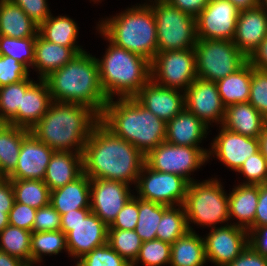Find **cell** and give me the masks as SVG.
<instances>
[{
  "mask_svg": "<svg viewBox=\"0 0 267 266\" xmlns=\"http://www.w3.org/2000/svg\"><path fill=\"white\" fill-rule=\"evenodd\" d=\"M83 173L90 179L138 181L145 155L128 141L115 136L101 122L92 130L83 151Z\"/></svg>",
  "mask_w": 267,
  "mask_h": 266,
  "instance_id": "cell-1",
  "label": "cell"
},
{
  "mask_svg": "<svg viewBox=\"0 0 267 266\" xmlns=\"http://www.w3.org/2000/svg\"><path fill=\"white\" fill-rule=\"evenodd\" d=\"M99 122L100 115L91 107L53 101L30 132L54 151L83 153L92 130Z\"/></svg>",
  "mask_w": 267,
  "mask_h": 266,
  "instance_id": "cell-2",
  "label": "cell"
},
{
  "mask_svg": "<svg viewBox=\"0 0 267 266\" xmlns=\"http://www.w3.org/2000/svg\"><path fill=\"white\" fill-rule=\"evenodd\" d=\"M51 98L59 103L84 104L102 114L107 97L99 80L97 58L84 51L46 78Z\"/></svg>",
  "mask_w": 267,
  "mask_h": 266,
  "instance_id": "cell-3",
  "label": "cell"
},
{
  "mask_svg": "<svg viewBox=\"0 0 267 266\" xmlns=\"http://www.w3.org/2000/svg\"><path fill=\"white\" fill-rule=\"evenodd\" d=\"M100 122L145 156L165 141L166 122L143 107L135 98L108 100L100 115Z\"/></svg>",
  "mask_w": 267,
  "mask_h": 266,
  "instance_id": "cell-4",
  "label": "cell"
},
{
  "mask_svg": "<svg viewBox=\"0 0 267 266\" xmlns=\"http://www.w3.org/2000/svg\"><path fill=\"white\" fill-rule=\"evenodd\" d=\"M139 5L102 20L97 28L105 39L151 63L157 53L156 19L148 4Z\"/></svg>",
  "mask_w": 267,
  "mask_h": 266,
  "instance_id": "cell-5",
  "label": "cell"
},
{
  "mask_svg": "<svg viewBox=\"0 0 267 266\" xmlns=\"http://www.w3.org/2000/svg\"><path fill=\"white\" fill-rule=\"evenodd\" d=\"M98 59L100 85L108 100L134 98L151 79L150 62L112 43Z\"/></svg>",
  "mask_w": 267,
  "mask_h": 266,
  "instance_id": "cell-6",
  "label": "cell"
},
{
  "mask_svg": "<svg viewBox=\"0 0 267 266\" xmlns=\"http://www.w3.org/2000/svg\"><path fill=\"white\" fill-rule=\"evenodd\" d=\"M197 182L189 183L183 204L188 229L193 231L189 225L191 222L216 228V224H223L230 220L228 194L224 192L221 182L213 178Z\"/></svg>",
  "mask_w": 267,
  "mask_h": 266,
  "instance_id": "cell-7",
  "label": "cell"
},
{
  "mask_svg": "<svg viewBox=\"0 0 267 266\" xmlns=\"http://www.w3.org/2000/svg\"><path fill=\"white\" fill-rule=\"evenodd\" d=\"M152 3L148 5L156 19L157 52L195 48L198 39L196 19L167 0Z\"/></svg>",
  "mask_w": 267,
  "mask_h": 266,
  "instance_id": "cell-8",
  "label": "cell"
},
{
  "mask_svg": "<svg viewBox=\"0 0 267 266\" xmlns=\"http://www.w3.org/2000/svg\"><path fill=\"white\" fill-rule=\"evenodd\" d=\"M194 51L197 78L206 81L225 78L248 61L232 40L197 39Z\"/></svg>",
  "mask_w": 267,
  "mask_h": 266,
  "instance_id": "cell-9",
  "label": "cell"
},
{
  "mask_svg": "<svg viewBox=\"0 0 267 266\" xmlns=\"http://www.w3.org/2000/svg\"><path fill=\"white\" fill-rule=\"evenodd\" d=\"M60 230L66 235L68 254L77 260L108 243V226L91 209L61 215Z\"/></svg>",
  "mask_w": 267,
  "mask_h": 266,
  "instance_id": "cell-10",
  "label": "cell"
},
{
  "mask_svg": "<svg viewBox=\"0 0 267 266\" xmlns=\"http://www.w3.org/2000/svg\"><path fill=\"white\" fill-rule=\"evenodd\" d=\"M150 72L157 85L185 91L197 78L194 48L157 52Z\"/></svg>",
  "mask_w": 267,
  "mask_h": 266,
  "instance_id": "cell-11",
  "label": "cell"
},
{
  "mask_svg": "<svg viewBox=\"0 0 267 266\" xmlns=\"http://www.w3.org/2000/svg\"><path fill=\"white\" fill-rule=\"evenodd\" d=\"M209 150L201 147L177 146L166 141L159 144L145 156V164L152 170L182 176L189 183V175L207 162Z\"/></svg>",
  "mask_w": 267,
  "mask_h": 266,
  "instance_id": "cell-12",
  "label": "cell"
},
{
  "mask_svg": "<svg viewBox=\"0 0 267 266\" xmlns=\"http://www.w3.org/2000/svg\"><path fill=\"white\" fill-rule=\"evenodd\" d=\"M188 185L189 182L180 175L152 170L145 164L135 188L141 199L178 206L185 202Z\"/></svg>",
  "mask_w": 267,
  "mask_h": 266,
  "instance_id": "cell-13",
  "label": "cell"
},
{
  "mask_svg": "<svg viewBox=\"0 0 267 266\" xmlns=\"http://www.w3.org/2000/svg\"><path fill=\"white\" fill-rule=\"evenodd\" d=\"M207 262L226 266L239 256L249 245L248 230L237 225L227 224L211 228L204 238Z\"/></svg>",
  "mask_w": 267,
  "mask_h": 266,
  "instance_id": "cell-14",
  "label": "cell"
},
{
  "mask_svg": "<svg viewBox=\"0 0 267 266\" xmlns=\"http://www.w3.org/2000/svg\"><path fill=\"white\" fill-rule=\"evenodd\" d=\"M240 10L227 0H209L196 18L197 38L232 40Z\"/></svg>",
  "mask_w": 267,
  "mask_h": 266,
  "instance_id": "cell-15",
  "label": "cell"
},
{
  "mask_svg": "<svg viewBox=\"0 0 267 266\" xmlns=\"http://www.w3.org/2000/svg\"><path fill=\"white\" fill-rule=\"evenodd\" d=\"M128 184L105 179H90V208L108 227L132 197Z\"/></svg>",
  "mask_w": 267,
  "mask_h": 266,
  "instance_id": "cell-16",
  "label": "cell"
},
{
  "mask_svg": "<svg viewBox=\"0 0 267 266\" xmlns=\"http://www.w3.org/2000/svg\"><path fill=\"white\" fill-rule=\"evenodd\" d=\"M184 94L185 108L206 126L212 122L222 125L226 107L220 98L216 82L196 78Z\"/></svg>",
  "mask_w": 267,
  "mask_h": 266,
  "instance_id": "cell-17",
  "label": "cell"
},
{
  "mask_svg": "<svg viewBox=\"0 0 267 266\" xmlns=\"http://www.w3.org/2000/svg\"><path fill=\"white\" fill-rule=\"evenodd\" d=\"M208 158L216 155L228 168L238 171L245 160L259 151V139L231 132L221 126L213 139Z\"/></svg>",
  "mask_w": 267,
  "mask_h": 266,
  "instance_id": "cell-18",
  "label": "cell"
},
{
  "mask_svg": "<svg viewBox=\"0 0 267 266\" xmlns=\"http://www.w3.org/2000/svg\"><path fill=\"white\" fill-rule=\"evenodd\" d=\"M180 92L184 91L159 86L150 79L134 98L167 123L185 109V94Z\"/></svg>",
  "mask_w": 267,
  "mask_h": 266,
  "instance_id": "cell-19",
  "label": "cell"
},
{
  "mask_svg": "<svg viewBox=\"0 0 267 266\" xmlns=\"http://www.w3.org/2000/svg\"><path fill=\"white\" fill-rule=\"evenodd\" d=\"M54 152L30 132L22 140L17 166L7 178L43 181L47 165Z\"/></svg>",
  "mask_w": 267,
  "mask_h": 266,
  "instance_id": "cell-20",
  "label": "cell"
},
{
  "mask_svg": "<svg viewBox=\"0 0 267 266\" xmlns=\"http://www.w3.org/2000/svg\"><path fill=\"white\" fill-rule=\"evenodd\" d=\"M266 36L267 12L261 5L239 12L232 41L247 58Z\"/></svg>",
  "mask_w": 267,
  "mask_h": 266,
  "instance_id": "cell-21",
  "label": "cell"
},
{
  "mask_svg": "<svg viewBox=\"0 0 267 266\" xmlns=\"http://www.w3.org/2000/svg\"><path fill=\"white\" fill-rule=\"evenodd\" d=\"M53 102L48 85L44 79L34 83L22 94L18 113L7 123L17 127L31 129L48 111Z\"/></svg>",
  "mask_w": 267,
  "mask_h": 266,
  "instance_id": "cell-22",
  "label": "cell"
},
{
  "mask_svg": "<svg viewBox=\"0 0 267 266\" xmlns=\"http://www.w3.org/2000/svg\"><path fill=\"white\" fill-rule=\"evenodd\" d=\"M81 47H66L45 40L39 33L35 40L33 68L38 69L39 79L63 67L77 54L84 52ZM35 66V67H34Z\"/></svg>",
  "mask_w": 267,
  "mask_h": 266,
  "instance_id": "cell-23",
  "label": "cell"
},
{
  "mask_svg": "<svg viewBox=\"0 0 267 266\" xmlns=\"http://www.w3.org/2000/svg\"><path fill=\"white\" fill-rule=\"evenodd\" d=\"M208 128L185 108L166 123L165 141L177 146L200 147L198 145L203 138H206Z\"/></svg>",
  "mask_w": 267,
  "mask_h": 266,
  "instance_id": "cell-24",
  "label": "cell"
},
{
  "mask_svg": "<svg viewBox=\"0 0 267 266\" xmlns=\"http://www.w3.org/2000/svg\"><path fill=\"white\" fill-rule=\"evenodd\" d=\"M82 173V153L55 151L47 165L43 182L52 191L74 181Z\"/></svg>",
  "mask_w": 267,
  "mask_h": 266,
  "instance_id": "cell-25",
  "label": "cell"
},
{
  "mask_svg": "<svg viewBox=\"0 0 267 266\" xmlns=\"http://www.w3.org/2000/svg\"><path fill=\"white\" fill-rule=\"evenodd\" d=\"M266 122V118L246 102L226 107L221 126L243 136L259 138Z\"/></svg>",
  "mask_w": 267,
  "mask_h": 266,
  "instance_id": "cell-26",
  "label": "cell"
},
{
  "mask_svg": "<svg viewBox=\"0 0 267 266\" xmlns=\"http://www.w3.org/2000/svg\"><path fill=\"white\" fill-rule=\"evenodd\" d=\"M50 204L63 215L90 208V178L82 173L74 181L50 191Z\"/></svg>",
  "mask_w": 267,
  "mask_h": 266,
  "instance_id": "cell-27",
  "label": "cell"
},
{
  "mask_svg": "<svg viewBox=\"0 0 267 266\" xmlns=\"http://www.w3.org/2000/svg\"><path fill=\"white\" fill-rule=\"evenodd\" d=\"M39 26L17 5L0 0V35L12 38L37 37Z\"/></svg>",
  "mask_w": 267,
  "mask_h": 266,
  "instance_id": "cell-28",
  "label": "cell"
},
{
  "mask_svg": "<svg viewBox=\"0 0 267 266\" xmlns=\"http://www.w3.org/2000/svg\"><path fill=\"white\" fill-rule=\"evenodd\" d=\"M259 197V185L240 184L228 196L229 218L235 217L239 223H232L248 229L254 222Z\"/></svg>",
  "mask_w": 267,
  "mask_h": 266,
  "instance_id": "cell-29",
  "label": "cell"
},
{
  "mask_svg": "<svg viewBox=\"0 0 267 266\" xmlns=\"http://www.w3.org/2000/svg\"><path fill=\"white\" fill-rule=\"evenodd\" d=\"M29 129L0 123V177L7 178L16 168L22 140Z\"/></svg>",
  "mask_w": 267,
  "mask_h": 266,
  "instance_id": "cell-30",
  "label": "cell"
},
{
  "mask_svg": "<svg viewBox=\"0 0 267 266\" xmlns=\"http://www.w3.org/2000/svg\"><path fill=\"white\" fill-rule=\"evenodd\" d=\"M251 75L252 65L247 61L236 72L216 81L220 98L225 107L249 101Z\"/></svg>",
  "mask_w": 267,
  "mask_h": 266,
  "instance_id": "cell-31",
  "label": "cell"
},
{
  "mask_svg": "<svg viewBox=\"0 0 267 266\" xmlns=\"http://www.w3.org/2000/svg\"><path fill=\"white\" fill-rule=\"evenodd\" d=\"M206 261L204 239L195 231H187L171 244L170 266H204Z\"/></svg>",
  "mask_w": 267,
  "mask_h": 266,
  "instance_id": "cell-32",
  "label": "cell"
},
{
  "mask_svg": "<svg viewBox=\"0 0 267 266\" xmlns=\"http://www.w3.org/2000/svg\"><path fill=\"white\" fill-rule=\"evenodd\" d=\"M78 26L67 16L52 14L39 26L38 33L47 41L66 47H80L76 43Z\"/></svg>",
  "mask_w": 267,
  "mask_h": 266,
  "instance_id": "cell-33",
  "label": "cell"
},
{
  "mask_svg": "<svg viewBox=\"0 0 267 266\" xmlns=\"http://www.w3.org/2000/svg\"><path fill=\"white\" fill-rule=\"evenodd\" d=\"M31 234L32 232L26 229L7 225L0 232V251L17 257L32 266Z\"/></svg>",
  "mask_w": 267,
  "mask_h": 266,
  "instance_id": "cell-34",
  "label": "cell"
},
{
  "mask_svg": "<svg viewBox=\"0 0 267 266\" xmlns=\"http://www.w3.org/2000/svg\"><path fill=\"white\" fill-rule=\"evenodd\" d=\"M15 202L39 209L50 203V189L42 180L10 179Z\"/></svg>",
  "mask_w": 267,
  "mask_h": 266,
  "instance_id": "cell-35",
  "label": "cell"
},
{
  "mask_svg": "<svg viewBox=\"0 0 267 266\" xmlns=\"http://www.w3.org/2000/svg\"><path fill=\"white\" fill-rule=\"evenodd\" d=\"M188 229L186 212L183 205L166 206L163 205V215L157 228V239L173 244L183 236Z\"/></svg>",
  "mask_w": 267,
  "mask_h": 266,
  "instance_id": "cell-36",
  "label": "cell"
},
{
  "mask_svg": "<svg viewBox=\"0 0 267 266\" xmlns=\"http://www.w3.org/2000/svg\"><path fill=\"white\" fill-rule=\"evenodd\" d=\"M30 245L32 266L42 262L43 253L57 255L65 249L68 253L66 235L61 230L32 232Z\"/></svg>",
  "mask_w": 267,
  "mask_h": 266,
  "instance_id": "cell-37",
  "label": "cell"
},
{
  "mask_svg": "<svg viewBox=\"0 0 267 266\" xmlns=\"http://www.w3.org/2000/svg\"><path fill=\"white\" fill-rule=\"evenodd\" d=\"M163 215V204L138 197V222L135 232L143 242L157 239L156 232Z\"/></svg>",
  "mask_w": 267,
  "mask_h": 266,
  "instance_id": "cell-38",
  "label": "cell"
},
{
  "mask_svg": "<svg viewBox=\"0 0 267 266\" xmlns=\"http://www.w3.org/2000/svg\"><path fill=\"white\" fill-rule=\"evenodd\" d=\"M25 78L19 82L0 87V123H8L21 106L22 94L33 84Z\"/></svg>",
  "mask_w": 267,
  "mask_h": 266,
  "instance_id": "cell-39",
  "label": "cell"
},
{
  "mask_svg": "<svg viewBox=\"0 0 267 266\" xmlns=\"http://www.w3.org/2000/svg\"><path fill=\"white\" fill-rule=\"evenodd\" d=\"M142 243L135 230L108 229V244L131 265L137 259Z\"/></svg>",
  "mask_w": 267,
  "mask_h": 266,
  "instance_id": "cell-40",
  "label": "cell"
},
{
  "mask_svg": "<svg viewBox=\"0 0 267 266\" xmlns=\"http://www.w3.org/2000/svg\"><path fill=\"white\" fill-rule=\"evenodd\" d=\"M35 40L36 37L12 38L0 35V55L10 56L29 69L34 63Z\"/></svg>",
  "mask_w": 267,
  "mask_h": 266,
  "instance_id": "cell-41",
  "label": "cell"
},
{
  "mask_svg": "<svg viewBox=\"0 0 267 266\" xmlns=\"http://www.w3.org/2000/svg\"><path fill=\"white\" fill-rule=\"evenodd\" d=\"M142 262L145 266H164L171 262V244L159 239L143 242L139 255L131 266Z\"/></svg>",
  "mask_w": 267,
  "mask_h": 266,
  "instance_id": "cell-42",
  "label": "cell"
},
{
  "mask_svg": "<svg viewBox=\"0 0 267 266\" xmlns=\"http://www.w3.org/2000/svg\"><path fill=\"white\" fill-rule=\"evenodd\" d=\"M76 266H131L108 243L93 249L77 261Z\"/></svg>",
  "mask_w": 267,
  "mask_h": 266,
  "instance_id": "cell-43",
  "label": "cell"
},
{
  "mask_svg": "<svg viewBox=\"0 0 267 266\" xmlns=\"http://www.w3.org/2000/svg\"><path fill=\"white\" fill-rule=\"evenodd\" d=\"M237 172L247 179L243 185L267 184V160L260 150L248 157Z\"/></svg>",
  "mask_w": 267,
  "mask_h": 266,
  "instance_id": "cell-44",
  "label": "cell"
},
{
  "mask_svg": "<svg viewBox=\"0 0 267 266\" xmlns=\"http://www.w3.org/2000/svg\"><path fill=\"white\" fill-rule=\"evenodd\" d=\"M267 118V71L252 66L250 97L248 101Z\"/></svg>",
  "mask_w": 267,
  "mask_h": 266,
  "instance_id": "cell-45",
  "label": "cell"
},
{
  "mask_svg": "<svg viewBox=\"0 0 267 266\" xmlns=\"http://www.w3.org/2000/svg\"><path fill=\"white\" fill-rule=\"evenodd\" d=\"M29 78L28 68L10 56L0 55V87Z\"/></svg>",
  "mask_w": 267,
  "mask_h": 266,
  "instance_id": "cell-46",
  "label": "cell"
},
{
  "mask_svg": "<svg viewBox=\"0 0 267 266\" xmlns=\"http://www.w3.org/2000/svg\"><path fill=\"white\" fill-rule=\"evenodd\" d=\"M61 228V215L49 203L36 211L32 232L58 231Z\"/></svg>",
  "mask_w": 267,
  "mask_h": 266,
  "instance_id": "cell-47",
  "label": "cell"
},
{
  "mask_svg": "<svg viewBox=\"0 0 267 266\" xmlns=\"http://www.w3.org/2000/svg\"><path fill=\"white\" fill-rule=\"evenodd\" d=\"M133 195L108 229L135 230L138 222V197Z\"/></svg>",
  "mask_w": 267,
  "mask_h": 266,
  "instance_id": "cell-48",
  "label": "cell"
},
{
  "mask_svg": "<svg viewBox=\"0 0 267 266\" xmlns=\"http://www.w3.org/2000/svg\"><path fill=\"white\" fill-rule=\"evenodd\" d=\"M37 209L28 205L14 202L13 208L9 211V225L19 227L32 232Z\"/></svg>",
  "mask_w": 267,
  "mask_h": 266,
  "instance_id": "cell-49",
  "label": "cell"
},
{
  "mask_svg": "<svg viewBox=\"0 0 267 266\" xmlns=\"http://www.w3.org/2000/svg\"><path fill=\"white\" fill-rule=\"evenodd\" d=\"M17 4L27 15L40 26L50 15L46 0H9Z\"/></svg>",
  "mask_w": 267,
  "mask_h": 266,
  "instance_id": "cell-50",
  "label": "cell"
},
{
  "mask_svg": "<svg viewBox=\"0 0 267 266\" xmlns=\"http://www.w3.org/2000/svg\"><path fill=\"white\" fill-rule=\"evenodd\" d=\"M226 266H267V256L256 252L250 245Z\"/></svg>",
  "mask_w": 267,
  "mask_h": 266,
  "instance_id": "cell-51",
  "label": "cell"
},
{
  "mask_svg": "<svg viewBox=\"0 0 267 266\" xmlns=\"http://www.w3.org/2000/svg\"><path fill=\"white\" fill-rule=\"evenodd\" d=\"M267 225V184L259 185V197L253 224L247 229L251 230Z\"/></svg>",
  "mask_w": 267,
  "mask_h": 266,
  "instance_id": "cell-52",
  "label": "cell"
},
{
  "mask_svg": "<svg viewBox=\"0 0 267 266\" xmlns=\"http://www.w3.org/2000/svg\"><path fill=\"white\" fill-rule=\"evenodd\" d=\"M172 6L195 19L207 6L209 0H167Z\"/></svg>",
  "mask_w": 267,
  "mask_h": 266,
  "instance_id": "cell-53",
  "label": "cell"
},
{
  "mask_svg": "<svg viewBox=\"0 0 267 266\" xmlns=\"http://www.w3.org/2000/svg\"><path fill=\"white\" fill-rule=\"evenodd\" d=\"M249 245L258 253L267 256V225L249 232Z\"/></svg>",
  "mask_w": 267,
  "mask_h": 266,
  "instance_id": "cell-54",
  "label": "cell"
},
{
  "mask_svg": "<svg viewBox=\"0 0 267 266\" xmlns=\"http://www.w3.org/2000/svg\"><path fill=\"white\" fill-rule=\"evenodd\" d=\"M14 202L15 196L11 180L0 177V210H11Z\"/></svg>",
  "mask_w": 267,
  "mask_h": 266,
  "instance_id": "cell-55",
  "label": "cell"
},
{
  "mask_svg": "<svg viewBox=\"0 0 267 266\" xmlns=\"http://www.w3.org/2000/svg\"><path fill=\"white\" fill-rule=\"evenodd\" d=\"M248 62L254 68L267 71V36L248 57Z\"/></svg>",
  "mask_w": 267,
  "mask_h": 266,
  "instance_id": "cell-56",
  "label": "cell"
},
{
  "mask_svg": "<svg viewBox=\"0 0 267 266\" xmlns=\"http://www.w3.org/2000/svg\"><path fill=\"white\" fill-rule=\"evenodd\" d=\"M0 266H29L21 259L0 251Z\"/></svg>",
  "mask_w": 267,
  "mask_h": 266,
  "instance_id": "cell-57",
  "label": "cell"
},
{
  "mask_svg": "<svg viewBox=\"0 0 267 266\" xmlns=\"http://www.w3.org/2000/svg\"><path fill=\"white\" fill-rule=\"evenodd\" d=\"M240 11L255 8L260 5L259 0H227Z\"/></svg>",
  "mask_w": 267,
  "mask_h": 266,
  "instance_id": "cell-58",
  "label": "cell"
},
{
  "mask_svg": "<svg viewBox=\"0 0 267 266\" xmlns=\"http://www.w3.org/2000/svg\"><path fill=\"white\" fill-rule=\"evenodd\" d=\"M258 139H259V150L267 160V122L265 123L263 131L261 132V135Z\"/></svg>",
  "mask_w": 267,
  "mask_h": 266,
  "instance_id": "cell-59",
  "label": "cell"
},
{
  "mask_svg": "<svg viewBox=\"0 0 267 266\" xmlns=\"http://www.w3.org/2000/svg\"><path fill=\"white\" fill-rule=\"evenodd\" d=\"M10 210H0V232L9 225V214Z\"/></svg>",
  "mask_w": 267,
  "mask_h": 266,
  "instance_id": "cell-60",
  "label": "cell"
},
{
  "mask_svg": "<svg viewBox=\"0 0 267 266\" xmlns=\"http://www.w3.org/2000/svg\"><path fill=\"white\" fill-rule=\"evenodd\" d=\"M260 5L264 8V10L267 12V0H263Z\"/></svg>",
  "mask_w": 267,
  "mask_h": 266,
  "instance_id": "cell-61",
  "label": "cell"
},
{
  "mask_svg": "<svg viewBox=\"0 0 267 266\" xmlns=\"http://www.w3.org/2000/svg\"><path fill=\"white\" fill-rule=\"evenodd\" d=\"M156 1H163V0H154V1H150V3H151V2H156Z\"/></svg>",
  "mask_w": 267,
  "mask_h": 266,
  "instance_id": "cell-62",
  "label": "cell"
}]
</instances>
